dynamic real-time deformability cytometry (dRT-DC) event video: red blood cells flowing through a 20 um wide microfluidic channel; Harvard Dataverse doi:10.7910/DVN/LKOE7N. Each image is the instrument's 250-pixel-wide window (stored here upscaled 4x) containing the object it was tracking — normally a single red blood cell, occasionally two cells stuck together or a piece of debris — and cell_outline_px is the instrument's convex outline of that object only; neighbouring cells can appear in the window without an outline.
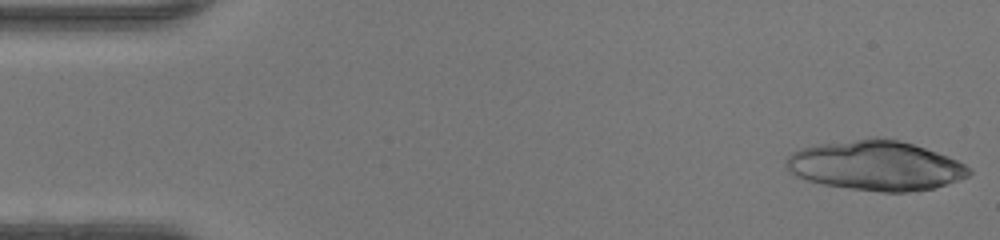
{"species": "human", "species_latin": "Homo sapiens", "temperature_condition": "warm", "stored_images_in_passage": 46, "camera_frame_rate_fps": 3000, "um_per_image_px": 0.085, "donor": {"sex": "female"}, "frame": {"image": 1, "passage_image": 1, "time_ms": 0.0, "image_size_px": [1000, 240], "cell_outline_px": [[972, 172], [968, 176], [932, 188], [908, 192], [880, 192], [848, 188], [824, 184], [808, 180], [796, 176], [788, 172], [784, 164], [784, 160], [792, 152], [800, 148], [820, 144], [876, 136], [900, 140], [948, 156], [972, 168]], "centroid_in_image_um": [74.39, 14.06], "position_along_channel_um": 10.6, "area_um2": 52.94}}
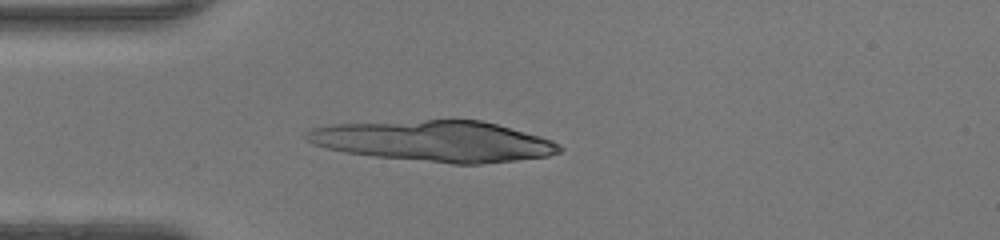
{"frame": {"image": 2, "passage_image": 12, "time_ms": 3.667, "image_size_px": [1000, 240], "cell_outline_px": [[564, 148], [560, 152], [548, 156], [516, 160], [480, 164], [452, 164], [372, 156], [344, 152], [312, 144], [304, 140], [304, 132], [312, 128], [328, 124], [424, 120], [480, 120], [496, 124], [540, 136], [552, 140], [560, 144]], "centroid_in_image_um": [36.89, 12.0], "position_along_channel_um": 48.1, "area_um2": 60.52}}